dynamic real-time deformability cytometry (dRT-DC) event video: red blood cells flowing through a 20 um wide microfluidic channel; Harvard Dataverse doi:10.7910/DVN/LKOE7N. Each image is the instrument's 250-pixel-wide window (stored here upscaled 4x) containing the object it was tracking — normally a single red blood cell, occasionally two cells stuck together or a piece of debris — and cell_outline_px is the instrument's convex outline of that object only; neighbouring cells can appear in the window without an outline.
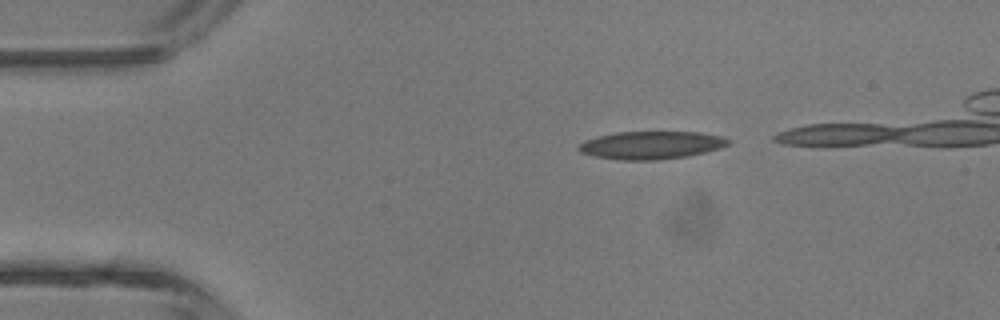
{"species": "common noctule bat (a hibernating species)", "species_latin": "Nyctalus noctula", "temperature_condition": "room temperature", "stored_images_in_passage": 4, "camera_frame_rate_fps": 3000, "um_per_image_px": 0.085, "animal": {"sex": "male", "body_mass_g": 13.3}, "frame": {"image": 1, "passage_image": 1, "time_ms": 0.0, "image_size_px": [1000, 320], "cell_outline_px": [[732, 140], [728, 144], [704, 152], [684, 156], [660, 160], [620, 160], [596, 156], [580, 152], [576, 148], [584, 140], [616, 132], [700, 132], [720, 136]], "centroid_in_image_um": [55.32, 12.33], "position_along_channel_um": 29.7, "area_um2": 23.99}}